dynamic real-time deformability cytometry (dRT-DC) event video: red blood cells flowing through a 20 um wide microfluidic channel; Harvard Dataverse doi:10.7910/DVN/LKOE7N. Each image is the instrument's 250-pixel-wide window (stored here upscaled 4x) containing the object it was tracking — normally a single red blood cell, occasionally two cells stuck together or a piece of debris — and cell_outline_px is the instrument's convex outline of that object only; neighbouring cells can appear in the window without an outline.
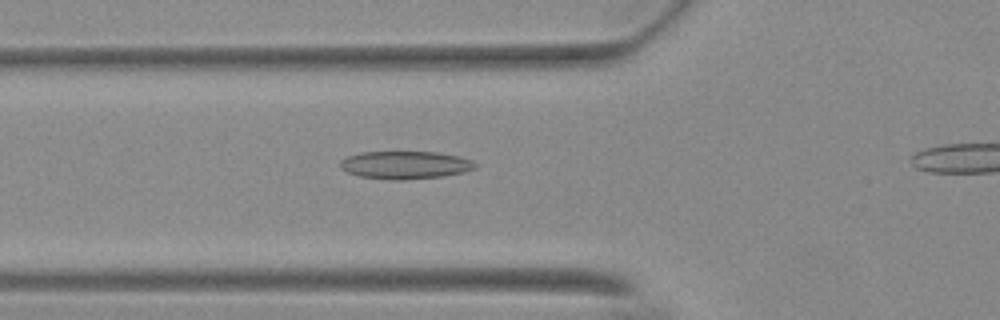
{"species": "Egyptian fruit bat (a non-hibernating species)", "species_latin": "Rousettus aegyptiacus", "temperature_condition": "warm", "stored_images_in_passage": 33, "camera_frame_rate_fps": 3000, "um_per_image_px": 0.085, "animal": {"sex": "female"}, "frame": {"image": 1, "passage_image": 5, "time_ms": 1.333, "image_size_px": [1000, 320], "cell_outline_px": [[476, 168], [464, 172], [440, 176], [404, 180], [388, 180], [360, 176], [348, 172], [340, 168], [340, 160], [348, 156], [360, 152], [440, 152], [460, 156], [472, 160], [476, 164]], "centroid_in_image_um": [34.44, 14.02], "position_along_channel_um": 91.4, "area_um2": 21.96}}
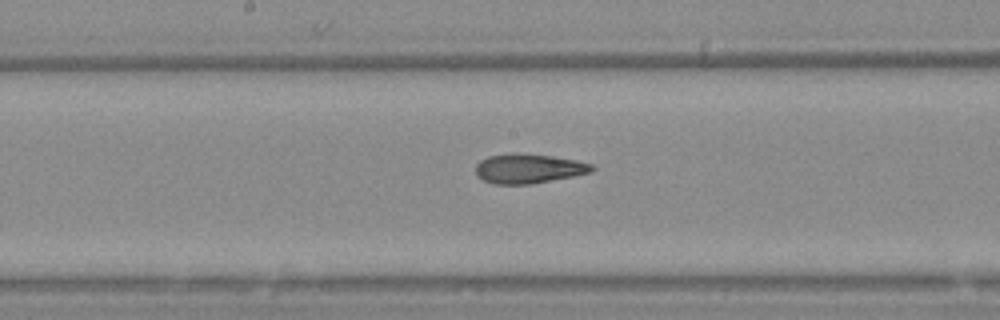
{"frame": {"image": 2, "passage_image": 14, "time_ms": 4.333, "image_size_px": [1000, 320], "cell_outline_px": [[596, 168], [592, 172], [532, 184], [492, 184], [480, 180], [476, 176], [476, 164], [480, 160], [488, 156], [512, 152], [552, 156], [576, 160], [592, 164]], "centroid_in_image_um": [44.88, 14.33], "position_along_channel_um": 203.3, "area_um2": 20.23}}
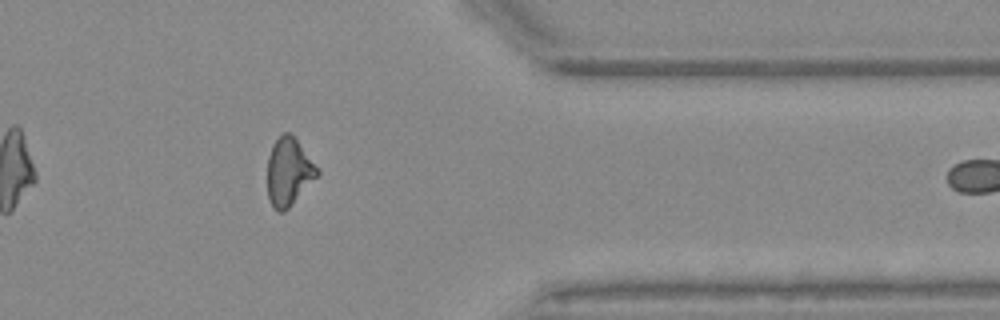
{"frame": {"image": 3, "passage_image": 30, "time_ms": 9.667, "image_size_px": [1000, 320], "cell_outline_px": [[320, 172], [288, 208], [284, 212], [280, 212], [272, 208], [268, 200], [268, 156], [272, 144], [284, 132], [292, 132]], "centroid_in_image_um": [24.51, 14.59], "position_along_channel_um": 386.9, "area_um2": 19.48}, "authors_computed_cell_mechanics": {"area_um2": 20.0566, "velocity_mm_per_s": 3.7225, "shape_relaxation_time_tau1_ms": null, "shape_relaxation_time_tau2_ms": 2.8061, "deformation_change_tau1": null, "deformation_change_tau2": 0.1212}}